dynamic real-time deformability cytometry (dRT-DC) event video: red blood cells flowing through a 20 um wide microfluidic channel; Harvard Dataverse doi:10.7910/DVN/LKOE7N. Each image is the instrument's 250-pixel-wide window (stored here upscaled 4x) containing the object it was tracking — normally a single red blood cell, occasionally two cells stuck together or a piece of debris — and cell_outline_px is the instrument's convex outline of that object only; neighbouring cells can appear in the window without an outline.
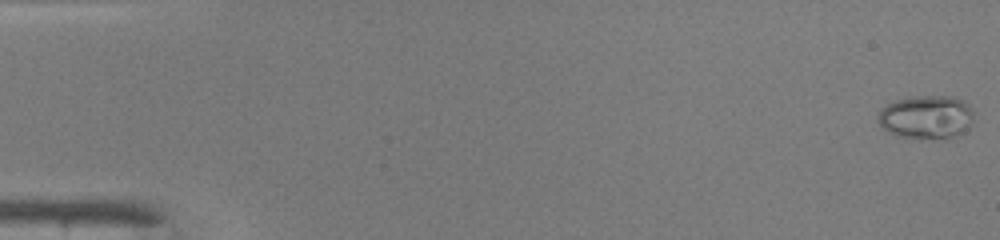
{"species": "common noctule bat (a hibernating species)", "species_latin": "Nyctalus noctula", "temperature_condition": "warm", "stored_images_in_passage": 49, "camera_frame_rate_fps": 3000, "um_per_image_px": 0.085, "animal": {"sex": "male", "body_mass_g": 19.0, "forearm_length_mm": 50.8}, "frame": {"image": 1, "passage_image": 1, "time_ms": 0.0, "image_size_px": [1000, 240], "cell_outline_px": [[972, 120], [968, 128], [964, 132], [948, 140], [944, 140], [896, 136], [888, 132], [876, 120], [876, 116], [880, 108], [896, 100], [908, 96], [952, 96], [964, 100], [972, 108]], "centroid_in_image_um": [78.73, 9.96], "position_along_channel_um": 6.3, "area_um2": 24.85}}
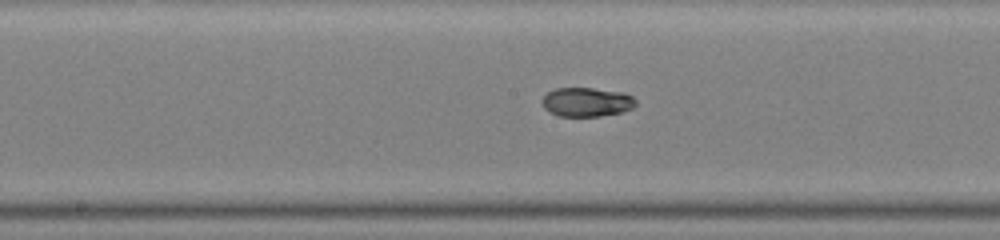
{"frame": {"image": 2, "passage_image": 26, "time_ms": 8.333, "image_size_px": [1000, 240], "cell_outline_px": [[636, 104], [632, 108], [620, 112], [600, 116], [560, 116], [548, 112], [544, 108], [540, 100], [548, 92], [556, 88], [592, 88], [624, 92], [632, 96], [636, 100]], "centroid_in_image_um": [49.85, 8.67], "position_along_channel_um": 198.4, "area_um2": 15.95}}
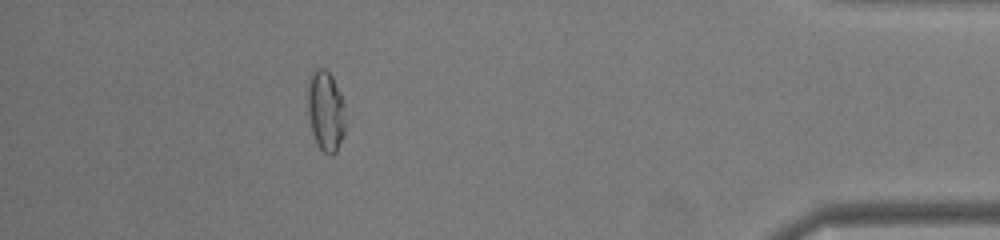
{"frame": {"image": 3, "passage_image": 44, "time_ms": 14.333, "image_size_px": [1000, 240], "cell_outline_px": [[344, 136], [336, 152], [332, 156], [324, 152], [316, 144], [312, 132], [308, 116], [308, 80], [312, 72], [316, 68], [324, 68], [332, 76], [340, 92], [344, 104]], "centroid_in_image_um": [27.68, 9.44], "position_along_channel_um": 407.5, "area_um2": 17.8}, "authors_computed_cell_mechanics": {"area_um2": 17.34, "velocity_mm_per_s": 4.253, "shape_relaxation_time_tau1_ms": 8.666, "shape_relaxation_time_tau2_ms": 1.6714, "deformation_change_tau1": 0.2522, "deformation_change_tau2": 0.0344}}